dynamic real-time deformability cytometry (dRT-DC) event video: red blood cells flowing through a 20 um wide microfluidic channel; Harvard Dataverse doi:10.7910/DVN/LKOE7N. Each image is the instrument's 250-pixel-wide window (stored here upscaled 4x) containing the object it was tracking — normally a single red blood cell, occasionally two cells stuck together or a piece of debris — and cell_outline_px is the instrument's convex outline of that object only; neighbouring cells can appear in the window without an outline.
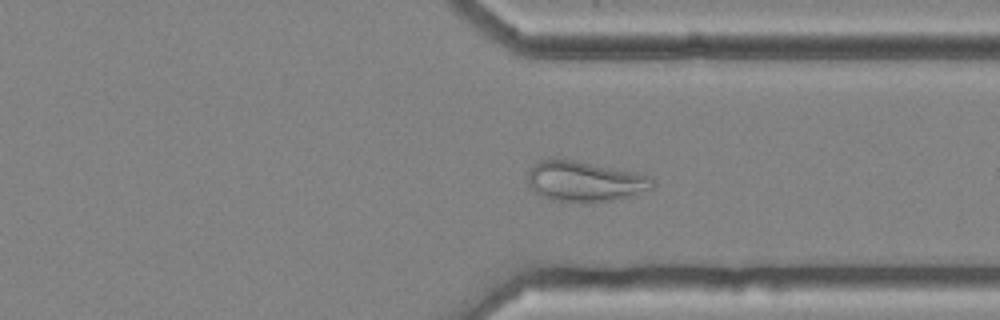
{"species": "common noctule bat (a hibernating species)", "species_latin": "Nyctalus noctula", "temperature_condition": "cold", "stored_images_in_passage": 45, "camera_frame_rate_fps": 3000, "um_per_image_px": 0.085, "animal": {"sex": "female", "body_mass_g": 25.1}, "frame": {"image": 1, "passage_image": 32, "time_ms": 10.333, "image_size_px": [1000, 320], "cell_outline_px": [[656, 184], [652, 188], [628, 196], [612, 200], [584, 204], [552, 200], [540, 196], [528, 184], [528, 172], [540, 160], [556, 156], [636, 172], [652, 176]], "centroid_in_image_um": [49.7, 15.4], "position_along_channel_um": 361.7, "area_um2": 30.0}}